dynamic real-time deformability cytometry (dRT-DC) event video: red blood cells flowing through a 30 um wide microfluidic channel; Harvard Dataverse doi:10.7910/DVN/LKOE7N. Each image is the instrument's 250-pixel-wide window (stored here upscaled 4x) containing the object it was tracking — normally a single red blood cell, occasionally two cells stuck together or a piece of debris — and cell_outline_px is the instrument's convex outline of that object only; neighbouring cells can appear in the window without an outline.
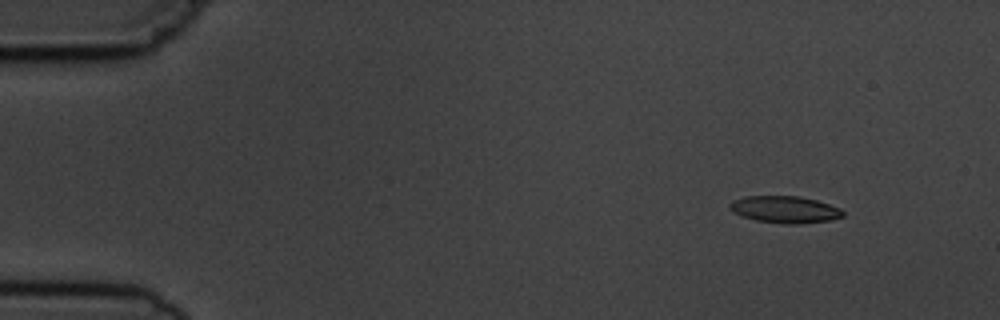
{"species": "common noctule bat (a hibernating species)", "species_latin": "Nyctalus noctula", "temperature_condition": "cold", "stored_images_in_passage": 5, "camera_frame_rate_fps": 3000, "um_per_image_px": 0.085, "animal": {"sex": "male", "body_mass_g": 19.5, "forearm_length_mm": 54.6}, "frame": {"image": 1, "passage_image": 2, "time_ms": 1.0, "image_size_px": [1000, 320], "cell_outline_px": [[844, 216], [832, 220], [800, 224], [784, 224], [756, 220], [744, 216], [728, 208], [728, 204], [732, 200], [744, 196], [796, 196], [816, 200], [840, 208], [844, 212]], "centroid_in_image_um": [66.72, 17.81], "position_along_channel_um": 18.3, "area_um2": 17.74}}
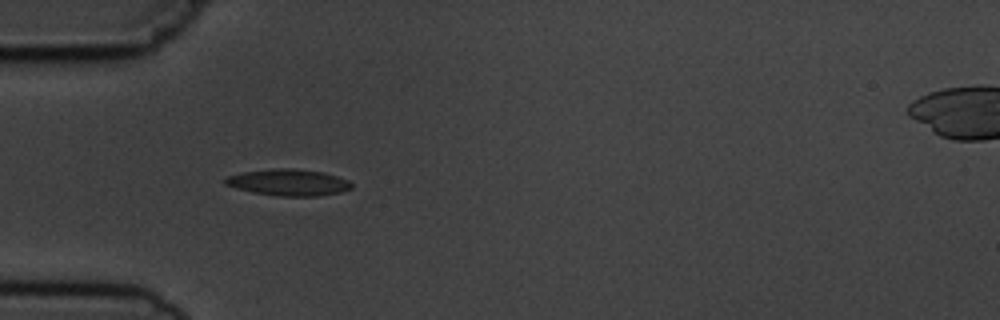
{"frame": {"image": 2, "passage_image": 5, "time_ms": 4.667, "image_size_px": [1000, 320], "cell_outline_px": [[352, 188], [340, 192], [320, 196], [276, 196], [252, 192], [236, 188], [224, 184], [224, 180], [228, 176], [244, 172], [272, 168], [292, 168], [324, 172], [348, 180], [352, 184]], "centroid_in_image_um": [24.52, 15.51], "position_along_channel_um": 60.5, "area_um2": 19.54}}